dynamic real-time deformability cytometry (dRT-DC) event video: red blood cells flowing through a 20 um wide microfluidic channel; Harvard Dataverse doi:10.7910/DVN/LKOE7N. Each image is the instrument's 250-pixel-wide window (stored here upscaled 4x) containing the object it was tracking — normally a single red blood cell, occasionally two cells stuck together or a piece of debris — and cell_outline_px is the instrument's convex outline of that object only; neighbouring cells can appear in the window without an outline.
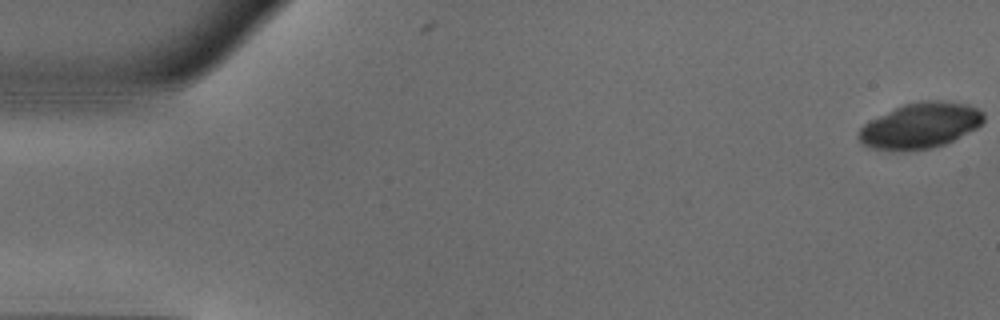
{"species": "common noctule bat (a hibernating species)", "species_latin": "Nyctalus noctula", "temperature_condition": "warm", "stored_images_in_passage": 5, "camera_frame_rate_fps": 3000, "um_per_image_px": 0.085, "animal": {"sex": "male", "body_mass_g": 18.8}, "frame": {"image": 1, "passage_image": 1, "time_ms": 0.0, "image_size_px": [1000, 320], "cell_outline_px": [[984, 120], [976, 128], [944, 144], [932, 148], [872, 148], [864, 144], [856, 136], [860, 128], [868, 120], [904, 104], [920, 100], [944, 100], [968, 104], [984, 112]], "centroid_in_image_um": [78.24, 10.62], "position_along_channel_um": 6.8, "area_um2": 32.54}}